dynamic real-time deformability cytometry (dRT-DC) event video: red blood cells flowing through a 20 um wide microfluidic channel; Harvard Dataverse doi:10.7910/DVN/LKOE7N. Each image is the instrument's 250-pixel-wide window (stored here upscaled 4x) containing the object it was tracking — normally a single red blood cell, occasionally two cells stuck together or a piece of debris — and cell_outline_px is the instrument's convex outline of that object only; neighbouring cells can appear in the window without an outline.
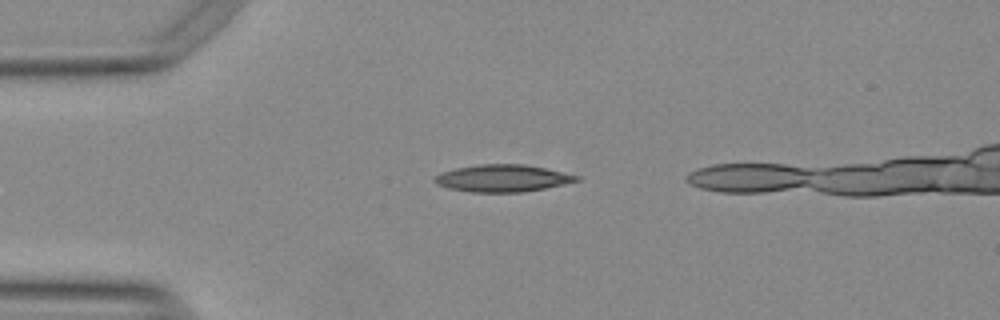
{"species": "Egyptian fruit bat (a non-hibernating species)", "species_latin": "Rousettus aegyptiacus", "temperature_condition": "warm", "stored_images_in_passage": 35, "camera_frame_rate_fps": 3000, "um_per_image_px": 0.085, "animal": {"sex": "female"}, "frame": {"image": 1, "passage_image": 1, "time_ms": 0.0, "image_size_px": [1000, 320], "cell_outline_px": [[580, 180], [564, 184], [524, 192], [472, 192], [452, 188], [440, 184], [436, 180], [436, 176], [444, 172], [456, 168], [480, 164], [524, 164], [544, 168], [580, 176]], "centroid_in_image_um": [42.8, 15.14], "position_along_channel_um": 42.2, "area_um2": 21.91}}
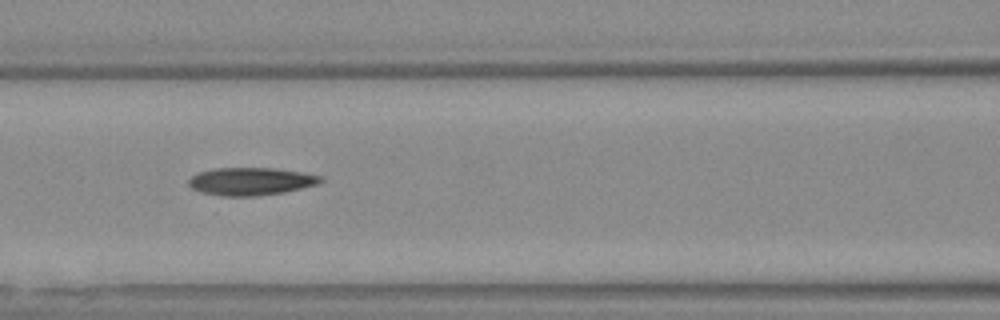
{"frame": {"image": 2, "passage_image": 11, "time_ms": 3.333, "image_size_px": [1000, 320], "cell_outline_px": [[324, 180], [316, 184], [284, 192], [256, 196], [220, 196], [200, 192], [192, 188], [188, 184], [188, 180], [192, 176], [200, 172], [216, 168], [276, 168], [324, 176]], "centroid_in_image_um": [21.31, 15.42], "position_along_channel_um": 145.3, "area_um2": 21.27}}
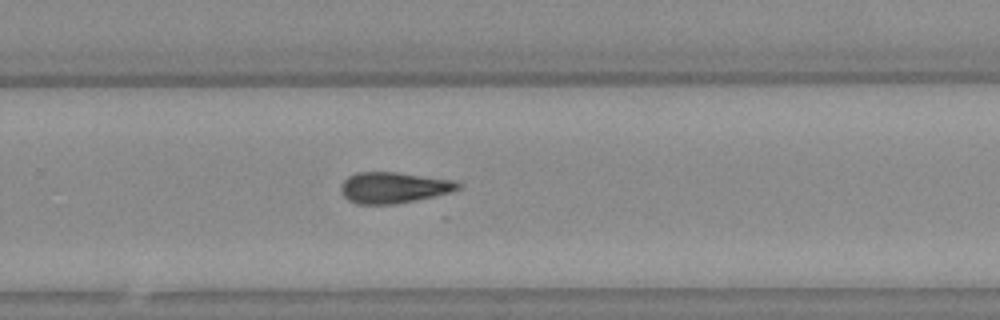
{"frame": {"image": 3, "passage_image": 23, "time_ms": 7.333, "image_size_px": [1000, 320], "cell_outline_px": [[460, 188], [448, 192], [432, 196], [396, 204], [356, 204], [348, 200], [340, 192], [340, 184], [348, 176], [356, 172], [396, 172], [452, 180], [460, 184]], "centroid_in_image_um": [33.37, 15.94], "position_along_channel_um": 296.4, "area_um2": 20.98}, "authors_computed_cell_mechanics": {"area_um2": 20.9236, "velocity_mm_per_s": 3.8013, "shape_relaxation_time_tau1_ms": 5.9872, "shape_relaxation_time_tau2_ms": null, "deformation_change_tau1": 0.178, "deformation_change_tau2": null}}